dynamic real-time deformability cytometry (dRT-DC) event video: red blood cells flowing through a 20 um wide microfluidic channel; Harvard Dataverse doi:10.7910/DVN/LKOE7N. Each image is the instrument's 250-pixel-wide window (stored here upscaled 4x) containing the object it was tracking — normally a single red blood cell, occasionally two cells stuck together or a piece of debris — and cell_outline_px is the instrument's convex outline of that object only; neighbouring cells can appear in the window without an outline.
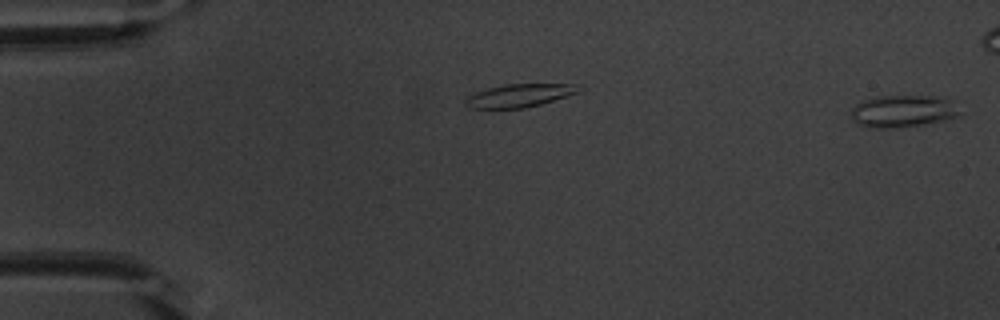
{"species": "common noctule bat (a hibernating species)", "species_latin": "Nyctalus noctula", "temperature_condition": "warm", "stored_images_in_passage": 14, "segment_of_instrument_passage": [2, 2], "camera_frame_rate_fps": 3000, "um_per_image_px": 0.085, "animal": {"sex": "male", "body_mass_g": 20.1, "forearm_length_mm": 53.5}, "frame": {"image": 1, "passage_image": 14, "time_ms": 4.333, "image_size_px": [1000, 320], "cell_outline_px": [[960, 112], [956, 116], [924, 124], [896, 128], [868, 128], [856, 124], [852, 120], [852, 108], [856, 104], [864, 100], [876, 96], [948, 96], [956, 100]], "centroid_in_image_um": [76.77, 9.43], "position_along_channel_um": 8.2, "area_um2": 20.75}}